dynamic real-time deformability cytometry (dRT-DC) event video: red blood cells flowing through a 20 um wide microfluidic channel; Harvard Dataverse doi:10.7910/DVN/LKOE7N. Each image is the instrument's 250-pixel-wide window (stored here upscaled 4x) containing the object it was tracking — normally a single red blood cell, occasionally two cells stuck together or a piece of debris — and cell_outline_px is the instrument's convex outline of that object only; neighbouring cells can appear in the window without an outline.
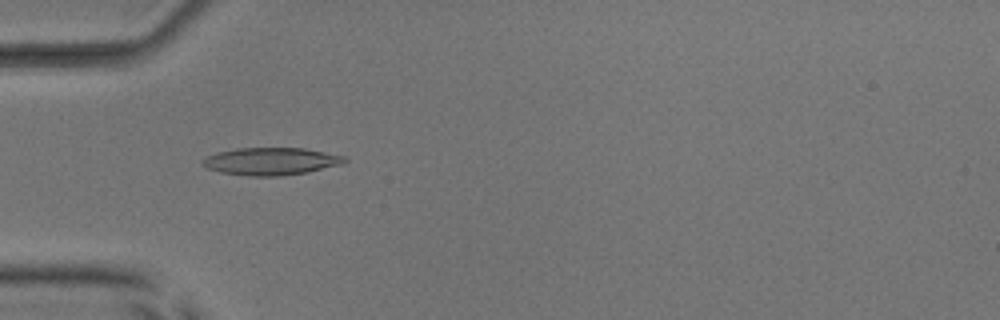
{"species": "common noctule bat (a hibernating species)", "species_latin": "Nyctalus noctula", "temperature_condition": "room temperature", "stored_images_in_passage": 46, "camera_frame_rate_fps": 3000, "um_per_image_px": 0.085, "animal": {"sex": "male", "body_mass_g": 17.9, "forearm_length_mm": 54.2}, "frame": {"image": 1, "passage_image": 11, "time_ms": 3.333, "image_size_px": [1000, 320], "cell_outline_px": [[348, 160], [344, 164], [308, 172], [280, 176], [252, 176], [220, 172], [208, 168], [200, 164], [200, 160], [216, 152], [236, 148], [304, 148], [344, 156]], "centroid_in_image_um": [23.03, 13.71], "position_along_channel_um": 62.0, "area_um2": 22.83}}
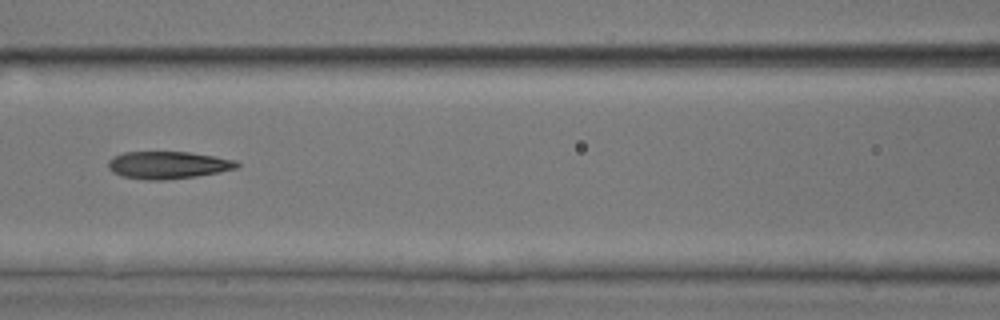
{"frame": {"image": 2, "passage_image": 18, "time_ms": 5.667, "image_size_px": [1000, 320], "cell_outline_px": [[240, 164], [236, 168], [220, 172], [196, 176], [164, 180], [144, 180], [124, 176], [112, 172], [108, 168], [108, 160], [112, 156], [124, 152], [188, 152], [236, 160]], "centroid_in_image_um": [14.24, 14.03], "position_along_channel_um": 152.4, "area_um2": 20.52}}
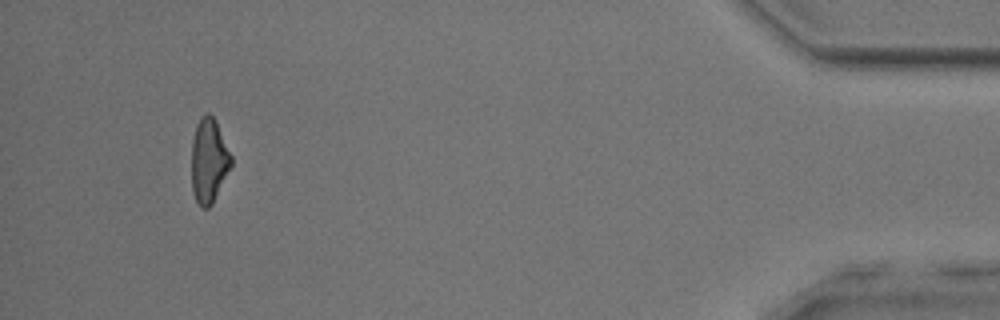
{"frame": {"image": 3, "passage_image": 43, "time_ms": 14.0, "image_size_px": [1000, 320], "cell_outline_px": [[232, 164], [212, 204], [208, 208], [200, 208], [192, 192], [192, 140], [196, 124], [200, 116], [208, 112], [216, 120], [232, 156]], "centroid_in_image_um": [17.75, 13.64], "position_along_channel_um": 417.5, "area_um2": 19.59}, "authors_computed_cell_mechanics": {"area_um2": 20.8658, "velocity_mm_per_s": 4.0088, "shape_relaxation_time_tau1_ms": 3.391, "shape_relaxation_time_tau2_ms": 3.0466, "deformation_change_tau1": 0.1485, "deformation_change_tau2": 0.1329}}